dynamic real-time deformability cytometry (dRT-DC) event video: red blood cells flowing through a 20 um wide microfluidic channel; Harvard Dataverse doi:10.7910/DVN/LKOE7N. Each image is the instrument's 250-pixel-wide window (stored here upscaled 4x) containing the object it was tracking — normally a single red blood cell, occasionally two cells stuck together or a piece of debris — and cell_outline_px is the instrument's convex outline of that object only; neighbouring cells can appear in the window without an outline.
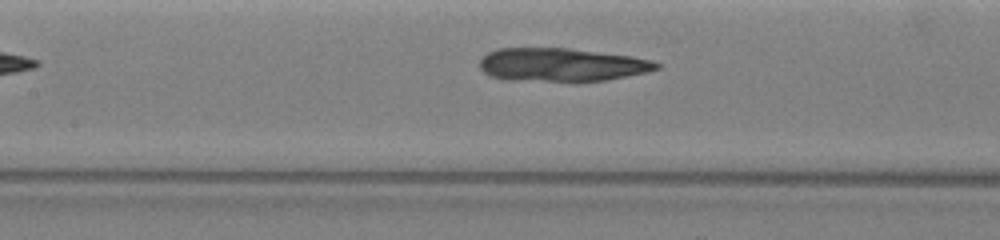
{"species": "common noctule bat (a hibernating species)", "species_latin": "Nyctalus noctula", "temperature_condition": "warm", "stored_images_in_passage": 6, "segment_of_instrument_passage": [2, 2], "camera_frame_rate_fps": 3000, "um_per_image_px": 0.085, "animal": {"sex": "female", "body_mass_g": 19.5, "forearm_length_mm": 54.1}, "frame": {"image": 1, "passage_image": 6, "time_ms": 3.667, "image_size_px": [1000, 240], "cell_outline_px": [[660, 68], [644, 72], [604, 80], [508, 80], [492, 76], [484, 72], [480, 68], [480, 60], [488, 52], [496, 48], [568, 48], [632, 56], [652, 60], [660, 64]], "centroid_in_image_um": [47.71, 5.48], "position_along_channel_um": 159.7, "area_um2": 33.76}}